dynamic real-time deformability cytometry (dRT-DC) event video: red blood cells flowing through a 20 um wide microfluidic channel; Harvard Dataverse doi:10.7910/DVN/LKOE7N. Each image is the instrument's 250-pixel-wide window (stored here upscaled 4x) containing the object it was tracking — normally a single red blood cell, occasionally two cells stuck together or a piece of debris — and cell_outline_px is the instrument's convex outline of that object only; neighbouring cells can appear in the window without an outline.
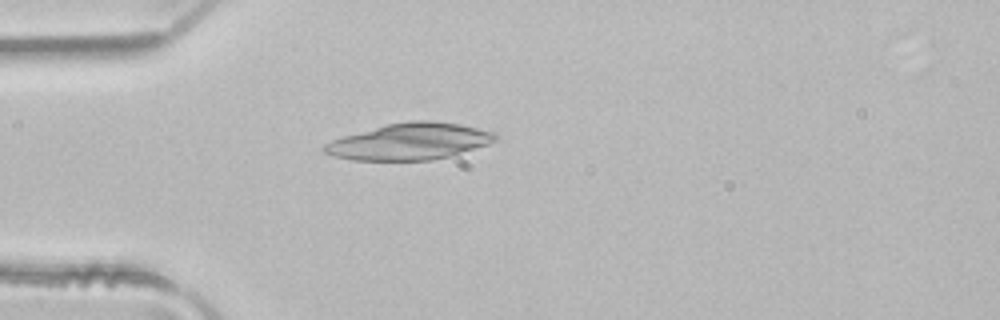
{"species": "common noctule bat (a hibernating species)", "species_latin": "Nyctalus noctula", "temperature_condition": "room temperature", "stored_images_in_passage": 1, "camera_frame_rate_fps": 3000, "um_per_image_px": 0.085, "animal": {"sex": "male", "body_mass_g": 21.5, "forearm_length_mm": 52.0}, "frame": {"image": 1, "passage_image": 1, "time_ms": 0.0, "image_size_px": [1000, 320], "cell_outline_px": [[496, 140], [488, 144], [448, 156], [432, 160], [356, 160], [336, 156], [324, 152], [320, 148], [324, 144], [332, 140], [344, 136], [388, 124], [412, 120], [432, 120], [460, 124], [496, 132]], "centroid_in_image_um": [34.83, 12.02], "position_along_channel_um": 50.2, "area_um2": 36.01}}